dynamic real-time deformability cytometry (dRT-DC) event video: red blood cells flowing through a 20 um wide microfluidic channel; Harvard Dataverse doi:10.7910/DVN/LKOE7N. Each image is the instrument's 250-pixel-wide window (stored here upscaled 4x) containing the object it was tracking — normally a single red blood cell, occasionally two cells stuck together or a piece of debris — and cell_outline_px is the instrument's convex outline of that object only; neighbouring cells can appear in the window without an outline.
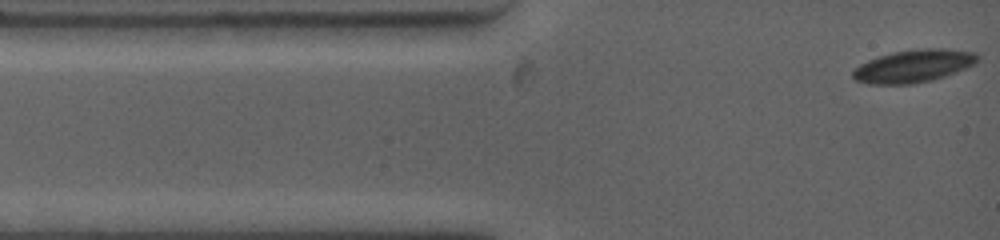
{"species": "common noctule bat (a hibernating species)", "species_latin": "Nyctalus noctula", "temperature_condition": "warm", "stored_images_in_passage": 7, "camera_frame_rate_fps": 4500, "um_per_image_px": 0.085, "animal": {"sex": "female", "body_mass_g": 19.0, "forearm_length_mm": 53.3}, "frame": {"image": 1, "passage_image": 1, "time_ms": 0.0, "image_size_px": [1000, 240], "cell_outline_px": [[980, 56], [976, 64], [944, 76], [932, 80], [912, 84], [868, 84], [856, 80], [852, 76], [852, 68], [868, 60], [892, 52], [924, 48], [944, 48], [976, 52]], "centroid_in_image_um": [77.66, 5.61], "position_along_channel_um": 7.3, "area_um2": 23.87}}
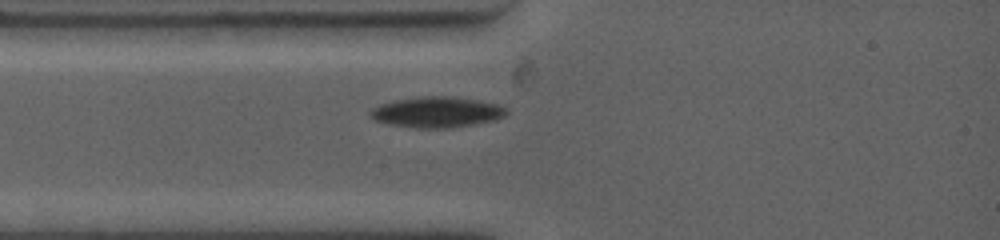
{"frame": {"image": 2, "passage_image": 5, "time_ms": 2.222, "image_size_px": [1000, 240], "cell_outline_px": [[508, 112], [504, 116], [492, 120], [452, 128], [416, 128], [388, 124], [376, 120], [368, 112], [372, 108], [380, 104], [392, 100], [424, 96], [448, 96], [476, 100], [500, 104], [508, 108]], "centroid_in_image_um": [37.12, 9.52], "position_along_channel_um": 47.9, "area_um2": 24.33}}
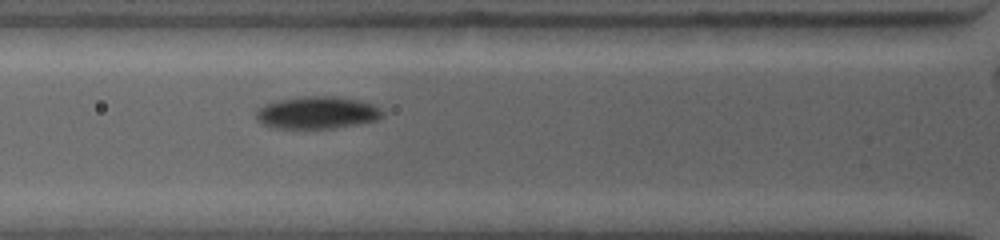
{"frame": {"image": 3, "passage_image": 7, "time_ms": 3.556, "image_size_px": [1000, 240], "cell_outline_px": [[384, 116], [376, 120], [356, 124], [332, 128], [272, 128], [256, 120], [256, 108], [264, 104], [280, 100], [304, 96], [332, 96], [356, 100], [372, 104], [380, 108], [384, 112]], "centroid_in_image_um": [26.92, 9.58], "position_along_channel_um": 98.9, "area_um2": 23.7}}